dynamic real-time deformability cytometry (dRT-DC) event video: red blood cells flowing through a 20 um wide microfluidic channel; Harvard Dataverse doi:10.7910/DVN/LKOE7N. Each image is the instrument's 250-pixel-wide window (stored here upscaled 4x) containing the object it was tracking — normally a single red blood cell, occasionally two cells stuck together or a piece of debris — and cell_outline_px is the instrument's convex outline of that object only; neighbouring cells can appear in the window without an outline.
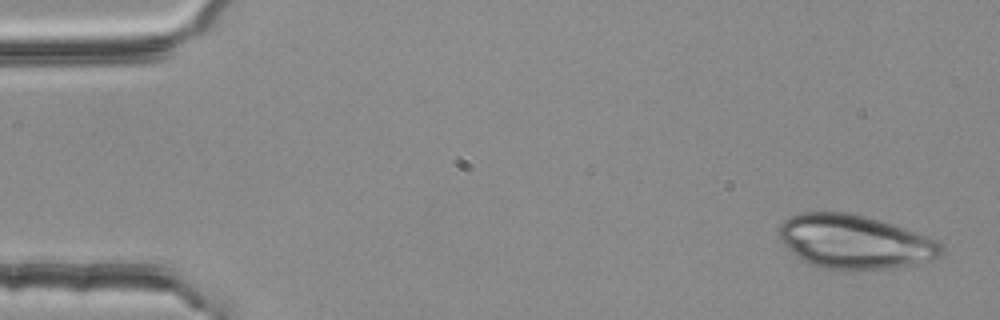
{"species": "common noctule bat (a hibernating species)", "species_latin": "Nyctalus noctula", "temperature_condition": "room temperature", "stored_images_in_passage": 3, "camera_frame_rate_fps": 3000, "um_per_image_px": 0.085, "animal": {"sex": "female", "body_mass_g": 25.1}, "frame": {"image": 1, "passage_image": 1, "time_ms": 0.0, "image_size_px": [1000, 320], "cell_outline_px": [[944, 252], [940, 256], [932, 260], [884, 268], [820, 268], [796, 256], [780, 240], [776, 232], [780, 224], [784, 220], [800, 212], [848, 212], [880, 220], [892, 224], [936, 240], [944, 248]], "centroid_in_image_um": [72.59, 20.52], "position_along_channel_um": 12.4, "area_um2": 50.11}}